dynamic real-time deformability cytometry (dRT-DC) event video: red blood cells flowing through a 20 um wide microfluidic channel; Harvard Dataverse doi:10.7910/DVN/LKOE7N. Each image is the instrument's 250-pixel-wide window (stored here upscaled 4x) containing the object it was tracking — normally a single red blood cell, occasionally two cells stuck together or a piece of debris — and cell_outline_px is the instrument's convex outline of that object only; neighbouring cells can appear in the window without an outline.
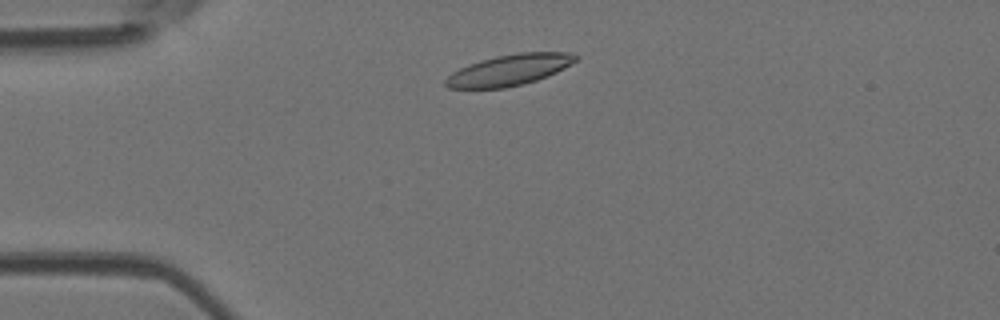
{"species": "Egyptian fruit bat (a non-hibernating species)", "species_latin": "Rousettus aegyptiacus", "temperature_condition": "room temperature", "stored_images_in_passage": 12, "camera_frame_rate_fps": 3000, "um_per_image_px": 0.085, "animal": {"sex": "female"}, "frame": {"image": 1, "passage_image": 5, "time_ms": 1.333, "image_size_px": [1000, 320], "cell_outline_px": [[580, 56], [576, 60], [564, 68], [548, 76], [524, 84], [504, 88], [448, 88], [444, 84], [444, 80], [452, 72], [468, 64], [480, 60], [496, 56], [520, 52], [568, 52]], "centroid_in_image_um": [43.28, 5.95], "position_along_channel_um": 41.7, "area_um2": 23.52}}
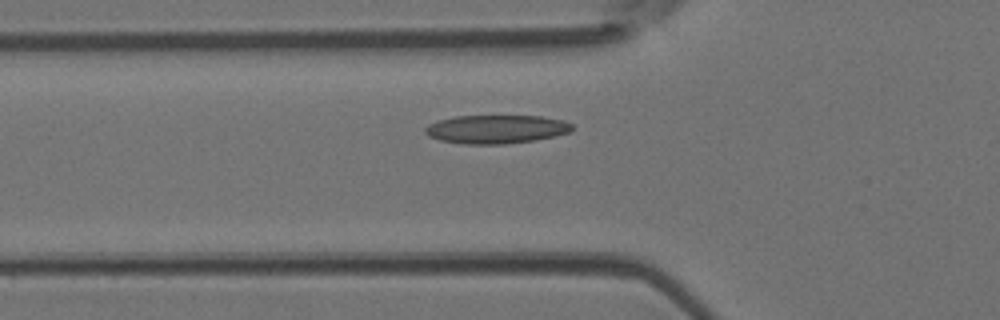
{"frame": {"image": 2, "passage_image": 10, "time_ms": 3.0, "image_size_px": [1000, 320], "cell_outline_px": [[572, 128], [568, 132], [536, 140], [504, 144], [464, 144], [440, 140], [428, 136], [424, 132], [424, 128], [428, 124], [440, 120], [456, 116], [540, 116], [564, 120], [572, 124]], "centroid_in_image_um": [42.15, 10.98], "position_along_channel_um": 83.7, "area_um2": 24.33}}